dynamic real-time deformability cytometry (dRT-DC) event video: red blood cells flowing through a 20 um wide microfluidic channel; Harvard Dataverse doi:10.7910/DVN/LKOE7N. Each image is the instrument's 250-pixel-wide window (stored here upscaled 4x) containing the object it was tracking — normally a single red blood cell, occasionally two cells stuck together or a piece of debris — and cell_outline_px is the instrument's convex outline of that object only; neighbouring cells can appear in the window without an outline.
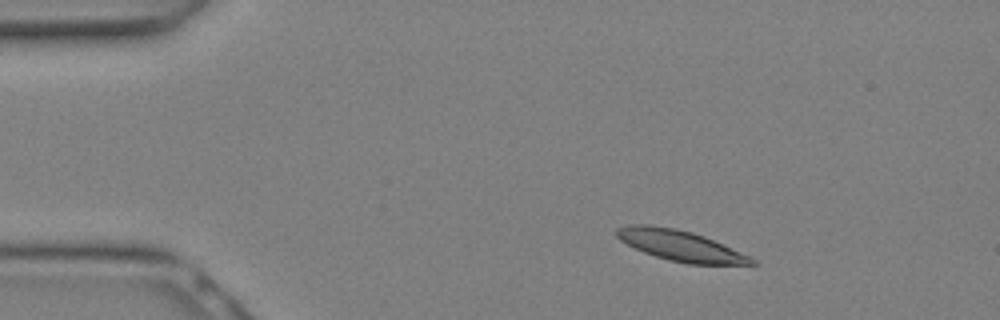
{"species": "Egyptian fruit bat (a non-hibernating species)", "species_latin": "Rousettus aegyptiacus", "temperature_condition": "warm", "stored_images_in_passage": 7, "camera_frame_rate_fps": 3000, "um_per_image_px": 0.085, "animal": {"sex": "female"}, "frame": {"image": 1, "passage_image": 3, "time_ms": 0.667, "image_size_px": [1000, 320], "cell_outline_px": [[756, 264], [688, 264], [668, 260], [644, 252], [620, 240], [616, 236], [616, 228], [628, 224], [648, 224], [672, 228], [692, 232], [704, 236], [748, 256], [756, 260]], "centroid_in_image_um": [57.77, 20.87], "position_along_channel_um": 27.2, "area_um2": 23.7}}
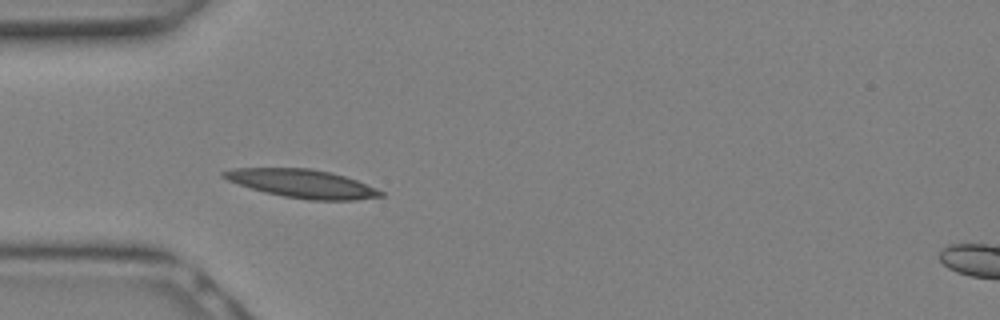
{"frame": {"image": 2, "passage_image": 7, "time_ms": 2.0, "image_size_px": [1000, 320], "cell_outline_px": [[384, 196], [356, 200], [308, 200], [284, 196], [264, 192], [228, 180], [220, 176], [220, 172], [232, 168], [312, 168], [344, 176], [356, 180], [376, 188], [384, 192]], "centroid_in_image_um": [25.69, 15.6], "position_along_channel_um": 59.3, "area_um2": 25.84}}